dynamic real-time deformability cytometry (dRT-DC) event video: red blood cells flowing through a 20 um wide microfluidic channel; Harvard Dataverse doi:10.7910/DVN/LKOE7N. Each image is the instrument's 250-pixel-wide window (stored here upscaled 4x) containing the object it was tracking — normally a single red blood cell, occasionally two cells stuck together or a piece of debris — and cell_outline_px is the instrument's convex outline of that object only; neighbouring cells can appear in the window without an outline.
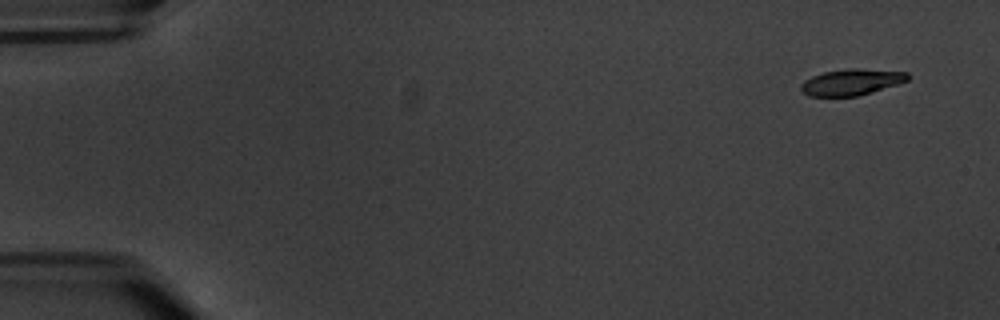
{"species": "common noctule bat (a hibernating species)", "species_latin": "Nyctalus noctula", "temperature_condition": "warm", "stored_images_in_passage": 5, "camera_frame_rate_fps": 3000, "um_per_image_px": 0.085, "animal": {"sex": "male", "body_mass_g": 20.1, "forearm_length_mm": 53.5}, "frame": {"image": 1, "passage_image": 1, "time_ms": 0.0, "image_size_px": [1000, 320], "cell_outline_px": [[912, 76], [908, 80], [900, 84], [872, 92], [856, 96], [808, 96], [800, 88], [800, 84], [804, 80], [812, 76], [824, 72], [848, 68], [860, 68], [908, 72]], "centroid_in_image_um": [72.42, 6.97], "position_along_channel_um": 12.6, "area_um2": 16.53}}
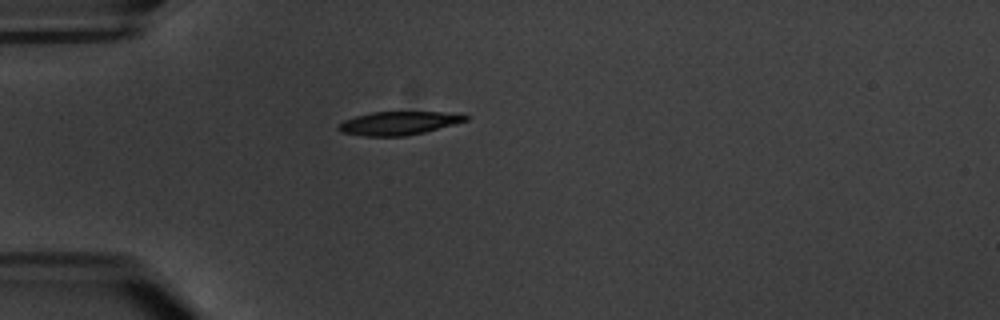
{"frame": {"image": 2, "passage_image": 5, "time_ms": 4.667, "image_size_px": [1000, 320], "cell_outline_px": [[468, 120], [424, 132], [404, 136], [364, 136], [340, 132], [336, 128], [344, 120], [356, 116], [372, 112], [464, 112], [468, 116]], "centroid_in_image_um": [33.92, 10.46], "position_along_channel_um": 51.1, "area_um2": 17.4}}